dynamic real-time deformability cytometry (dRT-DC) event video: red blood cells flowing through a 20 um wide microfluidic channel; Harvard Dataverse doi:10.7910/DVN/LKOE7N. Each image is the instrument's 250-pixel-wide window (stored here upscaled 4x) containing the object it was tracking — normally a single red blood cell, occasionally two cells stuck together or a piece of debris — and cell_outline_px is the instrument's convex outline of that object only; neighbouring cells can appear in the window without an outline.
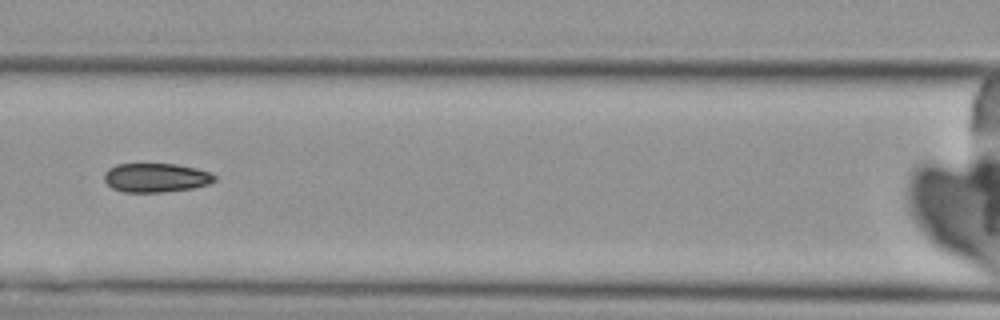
{"species": "Egyptian fruit bat (a non-hibernating species)", "species_latin": "Rousettus aegyptiacus", "temperature_condition": "cold", "stored_images_in_passage": 9, "camera_frame_rate_fps": 3000, "um_per_image_px": 0.085, "animal": {"sex": "female"}, "frame": {"image": 1, "passage_image": 7, "time_ms": 7.667, "image_size_px": [1000, 320], "cell_outline_px": [[216, 180], [208, 184], [192, 188], [164, 192], [124, 192], [112, 188], [104, 180], [104, 172], [108, 168], [116, 164], [176, 164], [196, 168], [208, 172], [216, 176]], "centroid_in_image_um": [13.23, 15.1], "position_along_channel_um": 153.4, "area_um2": 18.67}}
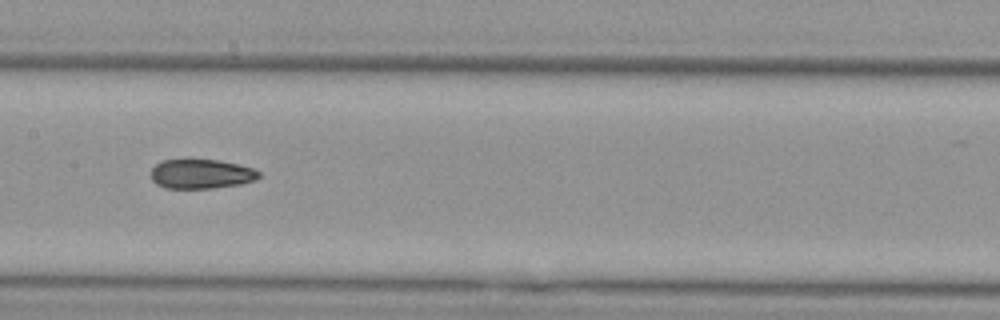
{"frame": {"image": 2, "passage_image": 8, "time_ms": 8.667, "image_size_px": [1000, 320], "cell_outline_px": [[260, 176], [256, 180], [240, 184], [212, 188], [164, 188], [156, 184], [152, 180], [152, 168], [160, 160], [184, 156], [192, 156], [220, 160], [252, 168], [260, 172]], "centroid_in_image_um": [17.04, 14.72], "position_along_channel_um": 190.4, "area_um2": 19.42}}
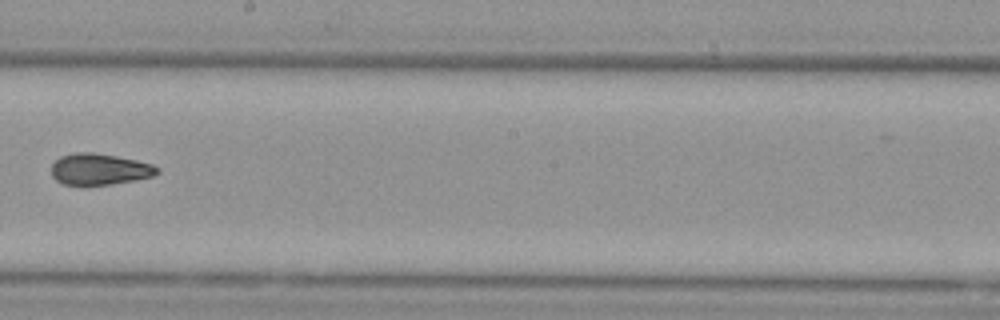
{"frame": {"image": 3, "passage_image": 9, "time_ms": 10.0, "image_size_px": [1000, 320], "cell_outline_px": [[160, 172], [152, 176], [136, 180], [112, 184], [64, 184], [56, 180], [52, 176], [52, 164], [60, 156], [76, 152], [92, 152], [116, 156], [136, 160], [152, 164], [160, 168]], "centroid_in_image_um": [8.48, 14.37], "position_along_channel_um": 239.7, "area_um2": 19.19}}